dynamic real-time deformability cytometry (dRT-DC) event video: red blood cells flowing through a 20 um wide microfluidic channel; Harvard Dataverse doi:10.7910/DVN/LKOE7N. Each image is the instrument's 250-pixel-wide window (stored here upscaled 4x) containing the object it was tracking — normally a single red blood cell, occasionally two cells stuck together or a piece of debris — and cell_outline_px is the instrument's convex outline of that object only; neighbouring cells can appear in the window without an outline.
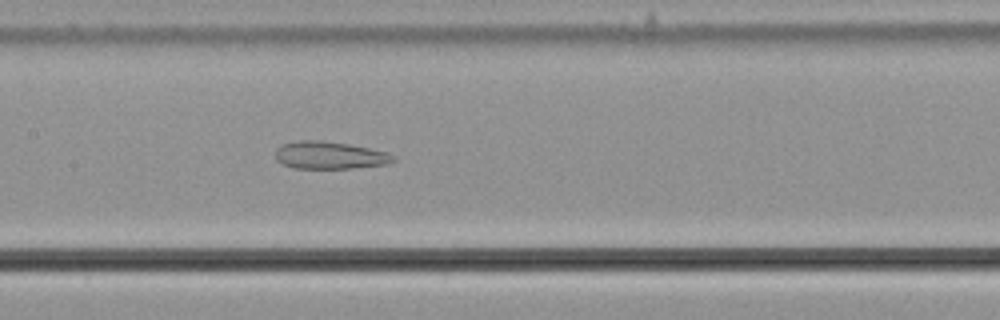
{"species": "common noctule bat (a hibernating species)", "species_latin": "Nyctalus noctula", "temperature_condition": "cold", "stored_images_in_passage": 57, "camera_frame_rate_fps": 3000, "um_per_image_px": 0.085, "animal": {"sex": "male", "body_mass_g": 21.5, "forearm_length_mm": 52.0}, "frame": {"image": 1, "passage_image": 28, "time_ms": 9.0, "image_size_px": [1000, 320], "cell_outline_px": [[396, 160], [388, 164], [352, 168], [296, 168], [284, 164], [276, 160], [276, 148], [284, 144], [300, 140], [320, 140], [348, 144], [368, 148], [384, 152], [396, 156]], "centroid_in_image_um": [28.03, 13.2], "position_along_channel_um": 179.4, "area_um2": 18.67}}
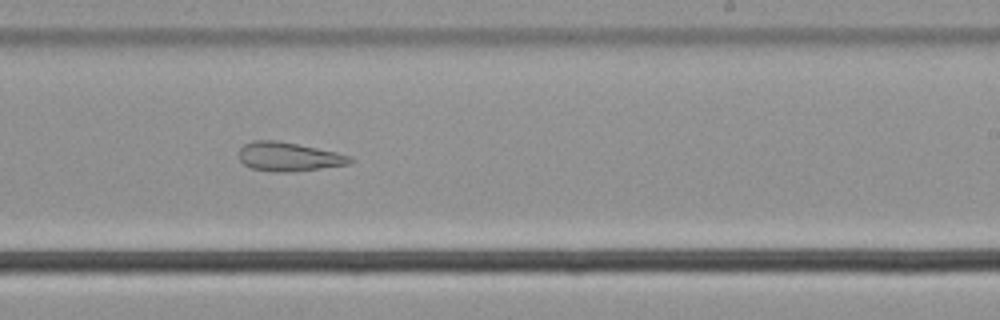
{"frame": {"image": 2, "passage_image": 35, "time_ms": 11.333, "image_size_px": [1000, 320], "cell_outline_px": [[352, 160], [348, 164], [292, 172], [272, 172], [252, 168], [244, 164], [240, 160], [240, 148], [244, 144], [252, 140], [276, 140], [336, 152], [348, 156]], "centroid_in_image_um": [24.48, 13.32], "position_along_channel_um": 264.5, "area_um2": 18.44}}
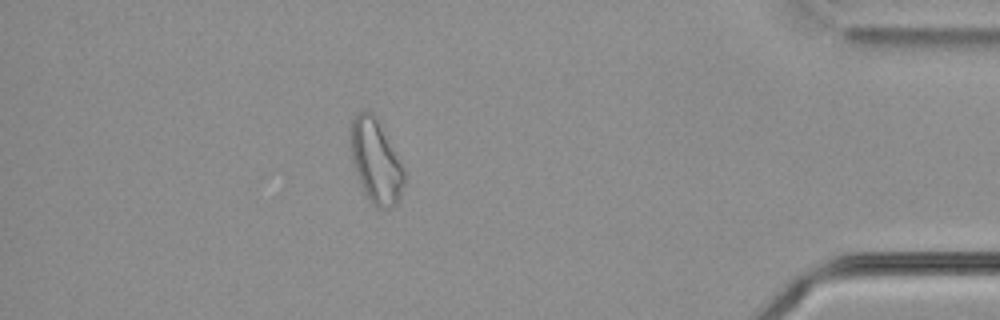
{"frame": {"image": 3, "passage_image": 50, "time_ms": 16.333, "image_size_px": [1000, 320], "cell_outline_px": [[404, 184], [396, 204], [392, 208], [376, 208], [372, 204], [364, 192], [356, 172], [352, 160], [348, 136], [348, 132], [352, 120], [356, 112], [372, 112], [376, 116], [404, 168]], "centroid_in_image_um": [31.91, 13.68], "position_along_channel_um": 403.3, "area_um2": 26.24}, "authors_computed_cell_mechanics": {"area_um2": 25.721, "velocity_mm_per_s": 3.6558, "shape_relaxation_time_tau1_ms": null, "shape_relaxation_time_tau2_ms": 1.8823, "deformation_change_tau1": null, "deformation_change_tau2": 0.1059}}